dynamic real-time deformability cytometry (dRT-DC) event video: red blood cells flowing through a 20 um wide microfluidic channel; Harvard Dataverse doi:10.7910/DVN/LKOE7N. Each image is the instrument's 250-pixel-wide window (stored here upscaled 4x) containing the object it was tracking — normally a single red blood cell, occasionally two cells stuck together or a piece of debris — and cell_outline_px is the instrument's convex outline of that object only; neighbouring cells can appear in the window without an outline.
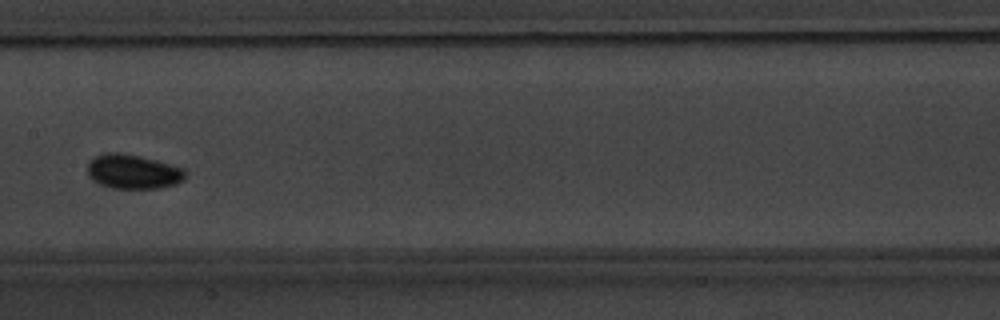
{"species": "common noctule bat (a hibernating species)", "species_latin": "Nyctalus noctula", "temperature_condition": "warm", "stored_images_in_passage": 10, "camera_frame_rate_fps": 3000, "um_per_image_px": 0.085, "animal": {"sex": "male", "body_mass_g": 20.1, "forearm_length_mm": 53.5}, "frame": {"image": 1, "passage_image": 9, "time_ms": 9.333, "image_size_px": [1000, 320], "cell_outline_px": [[188, 172], [184, 180], [176, 184], [160, 188], [112, 188], [100, 184], [92, 180], [88, 176], [88, 160], [104, 152], [120, 152], [140, 156], [156, 160], [184, 168]], "centroid_in_image_um": [11.32, 14.58], "position_along_channel_um": 196.1, "area_um2": 19.88}}